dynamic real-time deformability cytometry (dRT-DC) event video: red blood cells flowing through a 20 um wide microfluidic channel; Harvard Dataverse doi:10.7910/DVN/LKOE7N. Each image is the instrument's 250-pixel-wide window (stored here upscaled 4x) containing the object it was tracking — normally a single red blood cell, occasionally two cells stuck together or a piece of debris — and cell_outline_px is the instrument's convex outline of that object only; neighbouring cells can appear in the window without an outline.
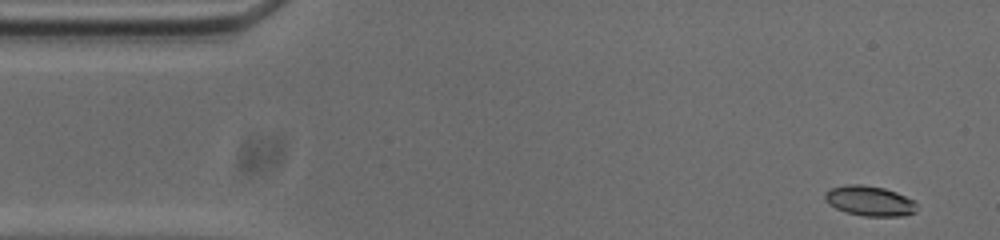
{"species": "common noctule bat (a hibernating species)", "species_latin": "Nyctalus noctula", "temperature_condition": "cold", "stored_images_in_passage": 53, "camera_frame_rate_fps": 3000, "um_per_image_px": 0.085, "animal": {"sex": "male", "body_mass_g": 20.0, "forearm_length_mm": 53.3}, "frame": {"image": 1, "passage_image": 1, "time_ms": 0.0, "image_size_px": [1000, 240], "cell_outline_px": [[916, 212], [904, 216], [864, 216], [844, 212], [828, 204], [824, 200], [824, 192], [832, 188], [848, 184], [860, 184], [884, 188], [896, 192], [912, 200], [916, 204]], "centroid_in_image_um": [73.88, 17.08], "position_along_channel_um": 11.1, "area_um2": 16.13}}
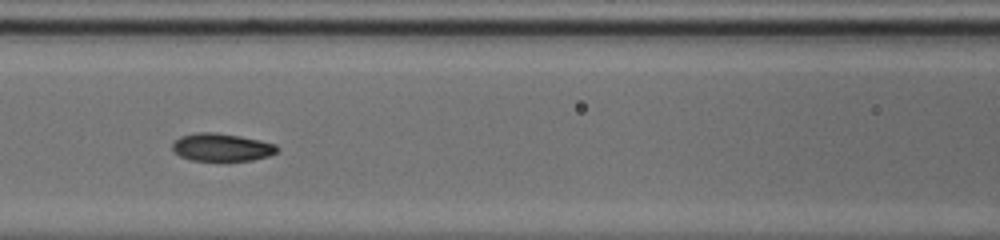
{"frame": {"image": 2, "passage_image": 20, "time_ms": 6.333, "image_size_px": [1000, 240], "cell_outline_px": [[280, 148], [276, 152], [268, 156], [252, 160], [192, 160], [180, 156], [172, 148], [172, 144], [180, 136], [196, 132], [216, 132], [240, 136], [260, 140], [276, 144]], "centroid_in_image_um": [18.86, 12.5], "position_along_channel_um": 147.7, "area_um2": 16.88}}
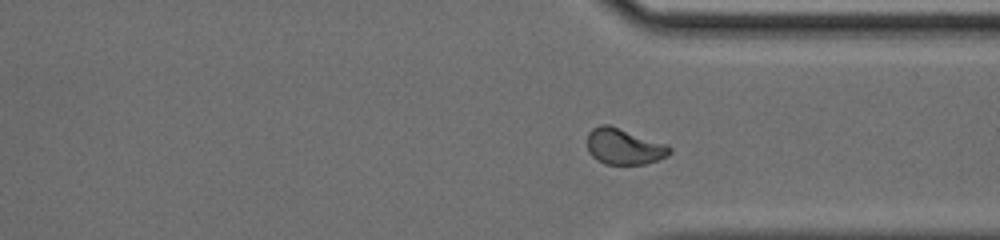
{"frame": {"image": 3, "passage_image": 37, "time_ms": 12.0, "image_size_px": [1000, 240], "cell_outline_px": [[672, 152], [668, 156], [644, 164], [604, 164], [596, 160], [588, 152], [588, 132], [592, 128], [600, 124], [608, 124], [668, 144], [672, 148]], "centroid_in_image_um": [53.05, 12.45], "position_along_channel_um": 358.4, "area_um2": 17.46}, "authors_computed_cell_mechanics": {"area_um2": 16.9932, "velocity_mm_per_s": 3.728, "shape_relaxation_time_tau1_ms": 10.4257, "shape_relaxation_time_tau2_ms": 1.543, "deformation_change_tau1": 0.2126, "deformation_change_tau2": 0.0596}}